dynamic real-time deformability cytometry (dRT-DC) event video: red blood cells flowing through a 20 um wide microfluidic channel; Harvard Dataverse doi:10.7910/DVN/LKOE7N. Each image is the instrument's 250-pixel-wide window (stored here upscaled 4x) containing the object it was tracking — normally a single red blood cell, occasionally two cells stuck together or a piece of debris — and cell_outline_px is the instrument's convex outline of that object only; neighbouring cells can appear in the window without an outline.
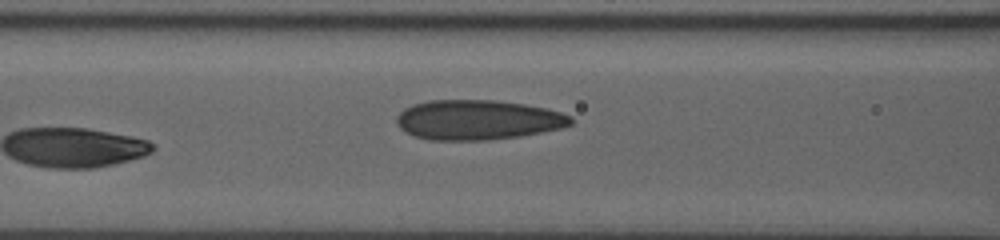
{"species": "human", "species_latin": "Homo sapiens", "temperature_condition": "room temperature", "stored_images_in_passage": 7, "camera_frame_rate_fps": 3000, "um_per_image_px": 0.085, "donor": {"sex": "male"}, "frame": {"image": 1, "passage_image": 7, "time_ms": 2.0, "image_size_px": [1000, 240], "cell_outline_px": [[572, 124], [560, 128], [520, 136], [488, 140], [428, 140], [412, 136], [404, 132], [396, 124], [396, 116], [404, 108], [412, 104], [428, 100], [496, 100], [524, 104], [548, 108], [572, 116]], "centroid_in_image_um": [40.56, 10.19], "position_along_channel_um": 126.0, "area_um2": 40.81}}